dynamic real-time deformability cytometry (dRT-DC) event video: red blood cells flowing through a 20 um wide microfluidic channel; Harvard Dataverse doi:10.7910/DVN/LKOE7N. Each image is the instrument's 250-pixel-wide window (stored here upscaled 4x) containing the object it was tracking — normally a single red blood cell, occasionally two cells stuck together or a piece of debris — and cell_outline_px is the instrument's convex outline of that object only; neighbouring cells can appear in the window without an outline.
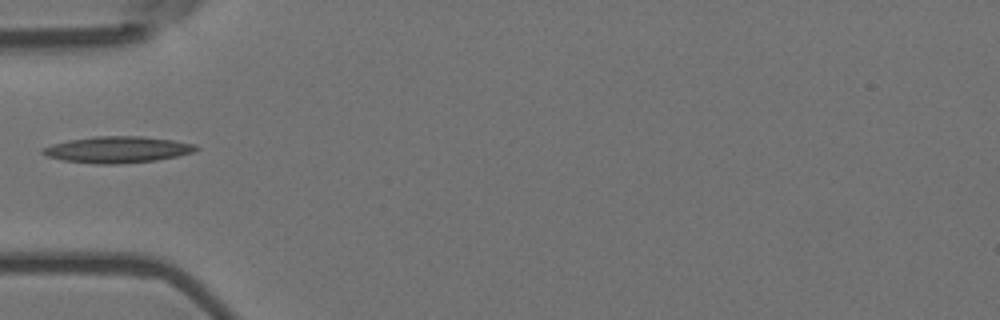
{"species": "Egyptian fruit bat (a non-hibernating species)", "species_latin": "Rousettus aegyptiacus", "temperature_condition": "room temperature", "stored_images_in_passage": 6, "camera_frame_rate_fps": 3000, "um_per_image_px": 0.085, "animal": {"sex": "female"}, "frame": {"image": 1, "passage_image": 6, "time_ms": 1.667, "image_size_px": [1000, 320], "cell_outline_px": [[200, 148], [196, 152], [156, 160], [120, 164], [96, 164], [64, 160], [48, 156], [40, 152], [44, 148], [52, 144], [68, 140], [92, 136], [140, 136], [172, 140], [196, 144]], "centroid_in_image_um": [10.02, 12.71], "position_along_channel_um": 75.0, "area_um2": 23.58}}